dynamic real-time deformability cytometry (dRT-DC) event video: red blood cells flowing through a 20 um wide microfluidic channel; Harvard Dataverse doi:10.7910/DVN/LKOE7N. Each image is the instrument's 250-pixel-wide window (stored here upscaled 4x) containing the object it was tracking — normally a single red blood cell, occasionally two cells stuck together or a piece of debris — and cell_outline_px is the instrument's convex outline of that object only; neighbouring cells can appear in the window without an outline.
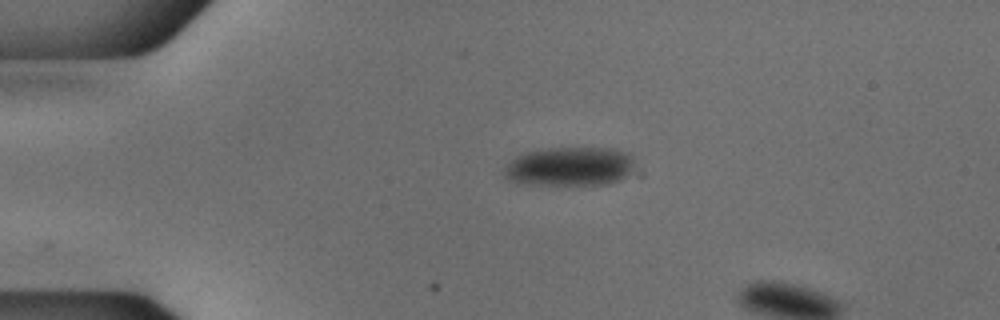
{"species": "common noctule bat (a hibernating species)", "species_latin": "Nyctalus noctula", "temperature_condition": "cold", "stored_images_in_passage": 5, "camera_frame_rate_fps": 3000, "um_per_image_px": 0.085, "animal": {"sex": "male", "body_mass_g": 18.8}, "frame": {"image": 1, "passage_image": 1, "time_ms": 0.0, "image_size_px": [1000, 320], "cell_outline_px": [[632, 168], [620, 180], [608, 184], [516, 184], [508, 180], [504, 176], [504, 168], [516, 156], [528, 152], [552, 148], [612, 148], [628, 152], [632, 156]], "centroid_in_image_um": [48.4, 14.15], "position_along_channel_um": 36.6, "area_um2": 29.48}}